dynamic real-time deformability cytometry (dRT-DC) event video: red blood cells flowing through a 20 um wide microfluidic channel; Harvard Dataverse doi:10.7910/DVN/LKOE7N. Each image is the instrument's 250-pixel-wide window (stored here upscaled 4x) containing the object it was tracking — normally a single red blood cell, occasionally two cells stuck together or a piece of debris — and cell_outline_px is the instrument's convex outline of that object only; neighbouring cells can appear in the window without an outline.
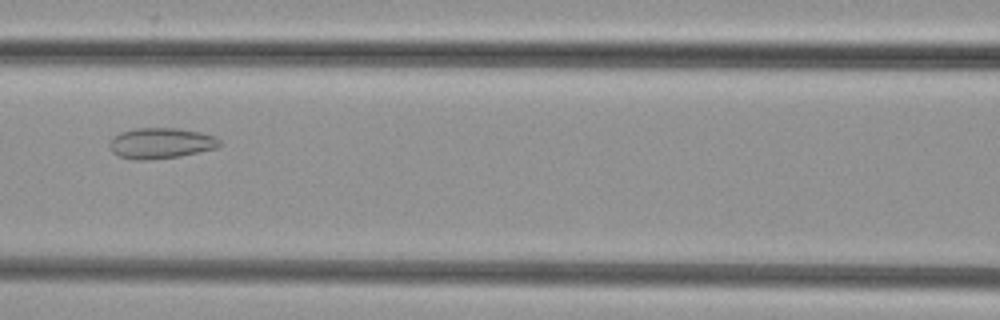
{"species": "common noctule bat (a hibernating species)", "species_latin": "Nyctalus noctula", "temperature_condition": "cold", "stored_images_in_passage": 34, "camera_frame_rate_fps": 3000, "um_per_image_px": 0.085, "animal": {"sex": "female", "body_mass_g": 29.2, "forearm_length_mm": 56.3}, "frame": {"image": 1, "passage_image": 7, "time_ms": 2.0, "image_size_px": [1000, 320], "cell_outline_px": [[220, 144], [216, 148], [180, 156], [144, 160], [136, 160], [116, 156], [108, 148], [108, 144], [120, 132], [136, 128], [180, 128], [200, 132], [216, 136], [220, 140]], "centroid_in_image_um": [13.65, 12.17], "position_along_channel_um": 152.9, "area_um2": 19.77}}
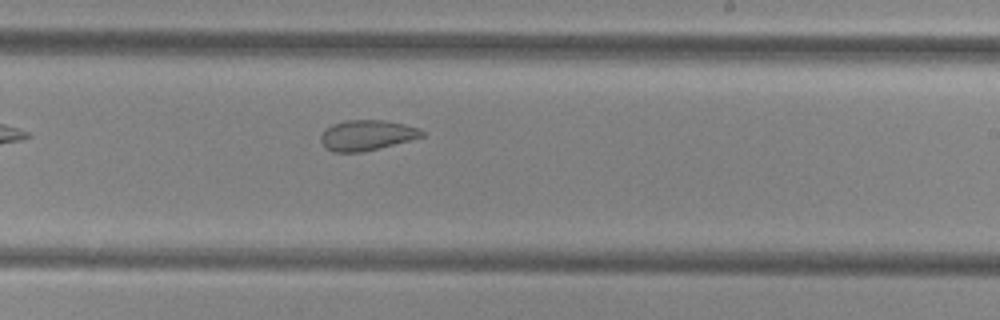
{"frame": {"image": 2, "passage_image": 15, "time_ms": 4.667, "image_size_px": [1000, 320], "cell_outline_px": [[424, 136], [364, 152], [332, 152], [324, 148], [320, 140], [320, 136], [324, 128], [332, 124], [344, 120], [384, 120], [404, 124], [420, 128], [424, 132]], "centroid_in_image_um": [31.13, 11.49], "position_along_channel_um": 257.9, "area_um2": 18.09}}
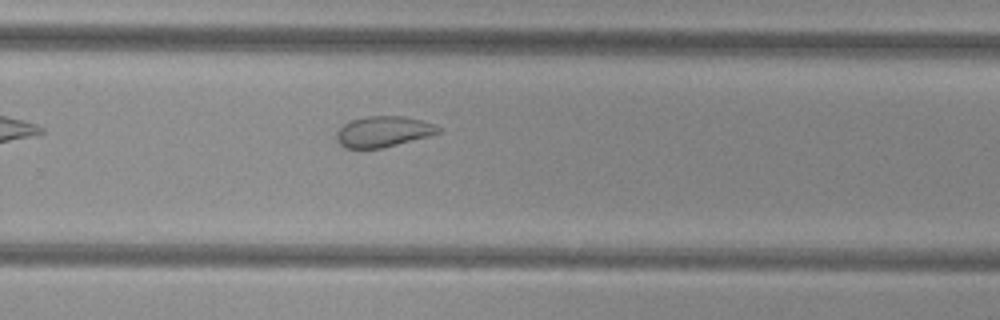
{"frame": {"image": 3, "passage_image": 18, "time_ms": 5.667, "image_size_px": [1000, 320], "cell_outline_px": [[444, 128], [440, 132], [428, 136], [380, 148], [344, 148], [336, 140], [336, 132], [344, 124], [352, 120], [364, 116], [404, 116], [420, 120]], "centroid_in_image_um": [32.56, 11.18], "position_along_channel_um": 297.2, "area_um2": 18.09}}